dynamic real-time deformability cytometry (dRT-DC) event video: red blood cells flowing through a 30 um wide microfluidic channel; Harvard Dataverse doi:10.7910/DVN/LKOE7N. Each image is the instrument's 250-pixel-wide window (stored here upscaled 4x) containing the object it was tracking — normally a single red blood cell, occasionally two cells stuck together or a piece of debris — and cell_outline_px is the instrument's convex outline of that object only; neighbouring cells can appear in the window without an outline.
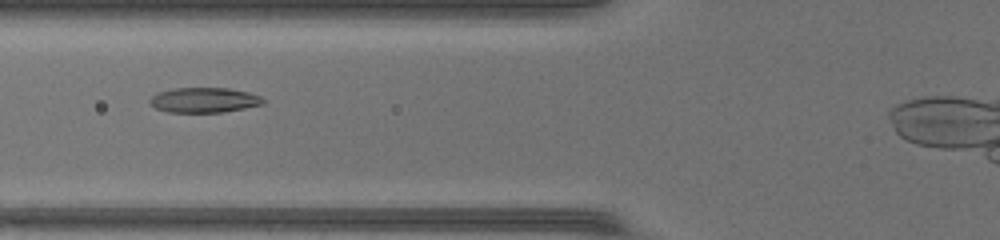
{"species": "common noctule bat (a hibernating species)", "species_latin": "Nyctalus noctula", "temperature_condition": "warm", "stored_images_in_passage": 40, "camera_frame_rate_fps": 3000, "um_per_image_px": 0.085, "animal": {"sex": "female", "body_mass_g": 17.0, "forearm_length_mm": 48.0}, "frame": {"image": 1, "passage_image": 16, "time_ms": 5.0, "image_size_px": [1000, 240], "cell_outline_px": [[264, 104], [224, 112], [168, 112], [156, 108], [148, 104], [148, 100], [156, 92], [176, 88], [228, 88], [248, 92], [260, 96], [264, 100]], "centroid_in_image_um": [17.31, 8.5], "position_along_channel_um": 108.5, "area_um2": 16.59}}
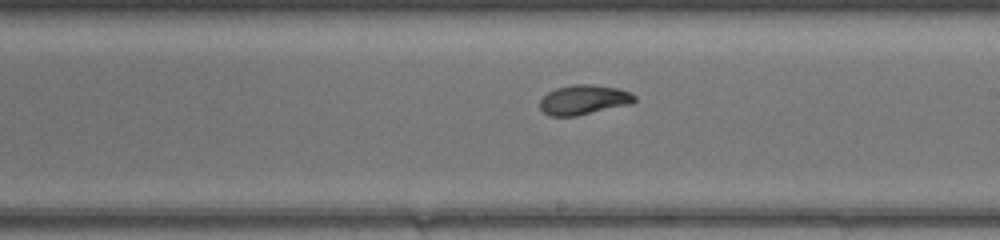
{"frame": {"image": 2, "passage_image": 25, "time_ms": 8.0, "image_size_px": [1000, 240], "cell_outline_px": [[636, 100], [628, 104], [576, 116], [552, 116], [544, 112], [540, 108], [540, 100], [548, 92], [556, 88], [572, 84], [592, 84], [616, 88], [628, 92], [636, 96]], "centroid_in_image_um": [49.58, 8.47], "position_along_channel_um": 239.4, "area_um2": 16.13}}
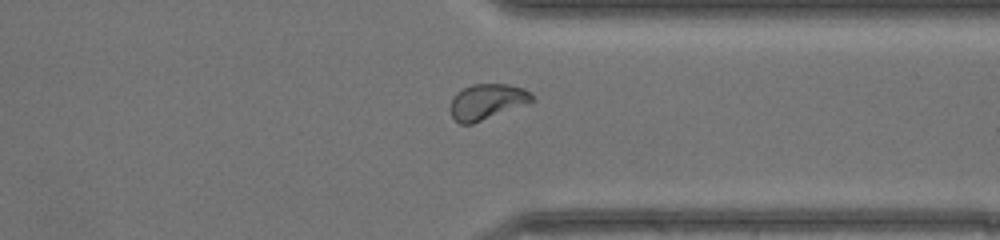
{"frame": {"image": 3, "passage_image": 34, "time_ms": 11.0, "image_size_px": [1000, 240], "cell_outline_px": [[536, 100], [472, 124], [460, 124], [452, 116], [448, 108], [456, 92], [472, 84], [508, 84], [524, 88], [532, 92]], "centroid_in_image_um": [41.4, 8.63], "position_along_channel_um": 370.0, "area_um2": 16.99}}